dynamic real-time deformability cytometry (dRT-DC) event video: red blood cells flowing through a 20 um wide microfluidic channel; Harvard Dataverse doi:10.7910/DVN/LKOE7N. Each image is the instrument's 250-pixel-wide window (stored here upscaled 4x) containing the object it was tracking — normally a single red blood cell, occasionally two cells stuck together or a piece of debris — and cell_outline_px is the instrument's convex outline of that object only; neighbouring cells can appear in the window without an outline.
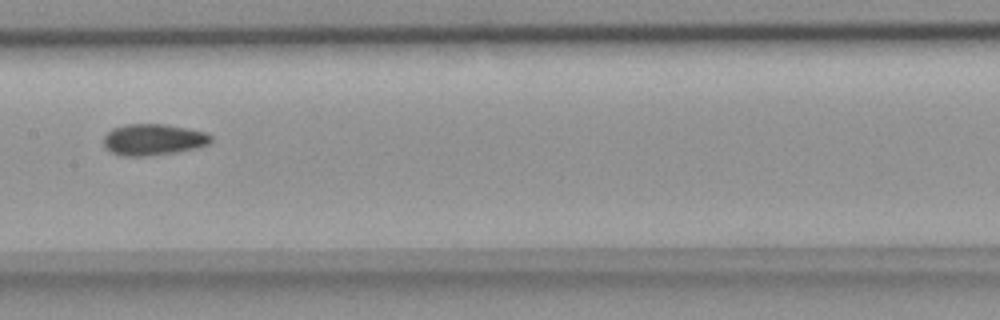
{"species": "common noctule bat (a hibernating species)", "species_latin": "Nyctalus noctula", "temperature_condition": "room temperature", "stored_images_in_passage": 10, "camera_frame_rate_fps": 3000, "um_per_image_px": 0.085, "animal": {"sex": "female", "body_mass_g": 18.4}, "frame": {"image": 1, "passage_image": 10, "time_ms": 3.0, "image_size_px": [1000, 320], "cell_outline_px": [[212, 140], [208, 144], [196, 148], [176, 152], [144, 156], [124, 156], [112, 152], [104, 144], [104, 136], [112, 128], [124, 124], [164, 124], [188, 128], [204, 132], [212, 136]], "centroid_in_image_um": [13.04, 11.85], "position_along_channel_um": 194.4, "area_um2": 19.48}}